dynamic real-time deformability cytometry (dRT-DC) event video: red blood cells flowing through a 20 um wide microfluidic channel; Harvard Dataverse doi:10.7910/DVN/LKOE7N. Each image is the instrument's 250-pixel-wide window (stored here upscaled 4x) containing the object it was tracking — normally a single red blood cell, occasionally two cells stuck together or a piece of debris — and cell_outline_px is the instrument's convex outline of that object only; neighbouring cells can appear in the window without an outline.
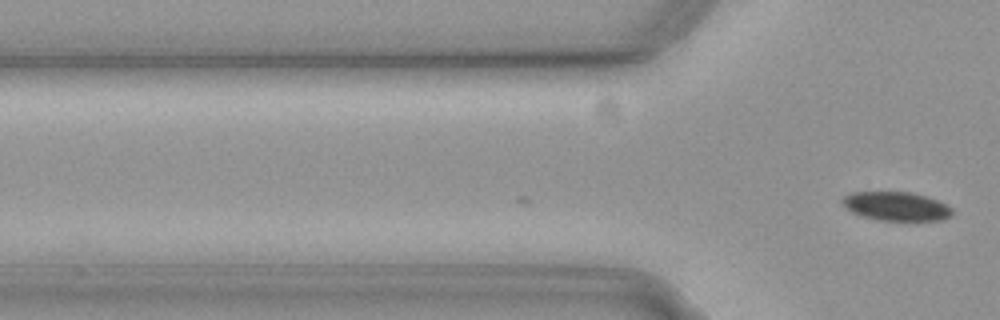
{"species": "common noctule bat (a hibernating species)", "species_latin": "Nyctalus noctula", "temperature_condition": "cold", "stored_images_in_passage": 3, "camera_frame_rate_fps": 3000, "um_per_image_px": 0.085, "animal": {"sex": "female", "body_mass_g": 19.3, "forearm_length_mm": 54.1}, "frame": {"image": 1, "passage_image": 3, "time_ms": 0.667, "image_size_px": [1000, 320], "cell_outline_px": [[952, 216], [940, 220], [880, 220], [860, 216], [844, 208], [840, 200], [844, 196], [852, 192], [912, 192], [928, 196], [952, 208]], "centroid_in_image_um": [76.14, 17.53], "position_along_channel_um": 49.7, "area_um2": 18.55}}